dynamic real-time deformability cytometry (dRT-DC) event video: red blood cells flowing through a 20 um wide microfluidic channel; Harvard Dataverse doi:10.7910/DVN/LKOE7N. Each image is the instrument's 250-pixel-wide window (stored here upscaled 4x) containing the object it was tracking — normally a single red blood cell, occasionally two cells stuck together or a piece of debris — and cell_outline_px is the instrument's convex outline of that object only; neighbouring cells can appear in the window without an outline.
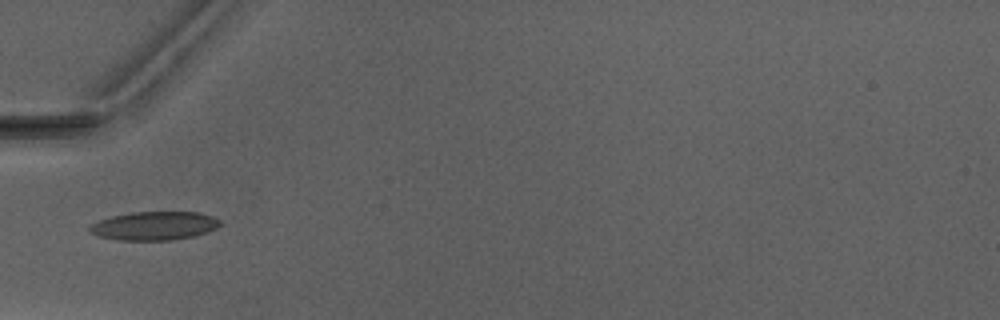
{"species": "Egyptian fruit bat (a non-hibernating species)", "species_latin": "Rousettus aegyptiacus", "temperature_condition": "warm", "stored_images_in_passage": 1, "camera_frame_rate_fps": 3000, "um_per_image_px": 0.085, "animal": {"sex": "male"}, "frame": {"image": 1, "passage_image": 1, "time_ms": 0.0, "image_size_px": [1000, 320], "cell_outline_px": [[224, 224], [208, 232], [192, 236], [172, 240], [120, 240], [100, 236], [92, 232], [88, 228], [92, 224], [100, 220], [112, 216], [132, 212], [200, 212], [212, 216], [220, 220]], "centroid_in_image_um": [13.18, 19.19], "position_along_channel_um": 71.8, "area_um2": 21.62}}